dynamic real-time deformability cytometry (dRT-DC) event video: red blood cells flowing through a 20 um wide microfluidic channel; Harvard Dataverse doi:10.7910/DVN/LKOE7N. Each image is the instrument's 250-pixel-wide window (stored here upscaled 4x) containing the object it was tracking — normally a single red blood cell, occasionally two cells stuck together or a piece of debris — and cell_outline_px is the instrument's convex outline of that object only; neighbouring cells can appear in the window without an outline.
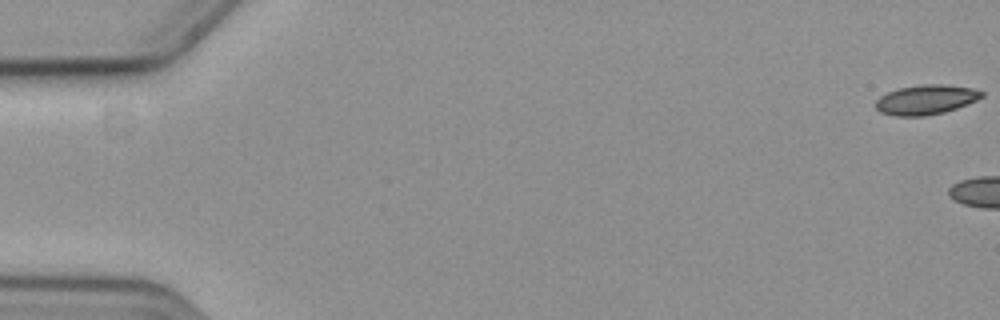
{"species": "common noctule bat (a hibernating species)", "species_latin": "Nyctalus noctula", "temperature_condition": "cold", "stored_images_in_passage": 10, "camera_frame_rate_fps": 3000, "um_per_image_px": 0.085, "animal": {"sex": "female", "body_mass_g": 19.3, "forearm_length_mm": 54.1}, "frame": {"image": 1, "passage_image": 1, "time_ms": 0.0, "image_size_px": [1000, 320], "cell_outline_px": [[984, 96], [968, 104], [944, 112], [924, 116], [896, 116], [880, 112], [876, 108], [876, 100], [880, 96], [888, 92], [900, 88], [924, 84], [944, 84], [972, 88], [984, 92]], "centroid_in_image_um": [78.72, 8.47], "position_along_channel_um": 6.3, "area_um2": 18.26}}